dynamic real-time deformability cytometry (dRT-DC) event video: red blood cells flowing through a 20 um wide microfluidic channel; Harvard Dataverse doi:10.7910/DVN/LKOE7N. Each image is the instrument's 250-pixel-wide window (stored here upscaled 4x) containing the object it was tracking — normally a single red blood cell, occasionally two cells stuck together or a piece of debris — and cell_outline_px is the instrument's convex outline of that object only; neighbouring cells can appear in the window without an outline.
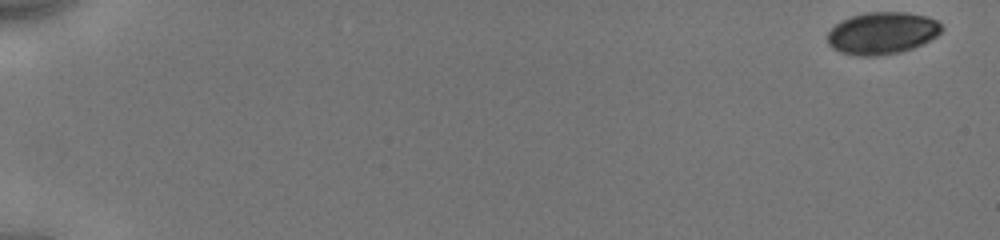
{"species": "human", "species_latin": "Homo sapiens", "temperature_condition": "cold", "stored_images_in_passage": 11, "camera_frame_rate_fps": 3000, "um_per_image_px": 0.085, "donor": {"sex": "male"}, "frame": {"image": 1, "passage_image": 1, "time_ms": 0.0, "image_size_px": [1000, 240], "cell_outline_px": [[944, 28], [936, 36], [912, 48], [900, 52], [876, 56], [856, 56], [840, 52], [832, 48], [828, 44], [828, 32], [836, 24], [852, 16], [864, 12], [904, 12], [928, 16], [936, 20]], "centroid_in_image_um": [74.97, 2.81], "position_along_channel_um": 10.0, "area_um2": 27.92}}
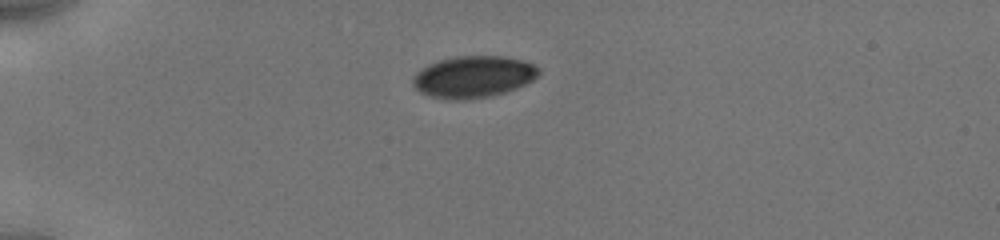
{"frame": {"image": 2, "passage_image": 7, "time_ms": 4.667, "image_size_px": [1000, 240], "cell_outline_px": [[540, 72], [532, 80], [508, 92], [488, 96], [432, 96], [420, 92], [412, 84], [412, 76], [416, 72], [428, 64], [440, 60], [456, 56], [508, 56], [532, 64], [540, 68]], "centroid_in_image_um": [40.26, 6.46], "position_along_channel_um": 44.7, "area_um2": 29.59}}
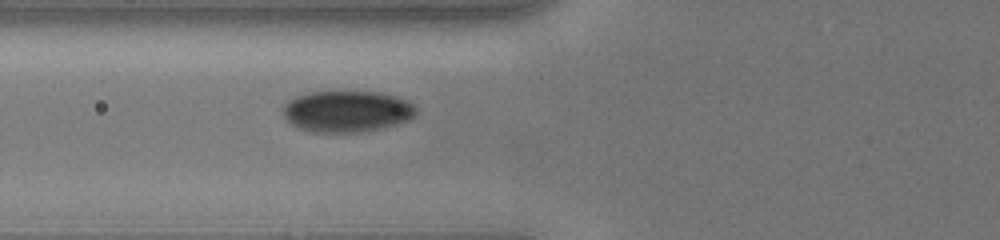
{"frame": {"image": 3, "passage_image": 11, "time_ms": 7.0, "image_size_px": [1000, 240], "cell_outline_px": [[416, 116], [408, 120], [396, 124], [364, 132], [308, 132], [296, 128], [284, 116], [284, 104], [288, 100], [296, 96], [308, 92], [380, 92], [408, 100], [416, 108]], "centroid_in_image_um": [29.48, 9.47], "position_along_channel_um": 96.3, "area_um2": 32.19}}